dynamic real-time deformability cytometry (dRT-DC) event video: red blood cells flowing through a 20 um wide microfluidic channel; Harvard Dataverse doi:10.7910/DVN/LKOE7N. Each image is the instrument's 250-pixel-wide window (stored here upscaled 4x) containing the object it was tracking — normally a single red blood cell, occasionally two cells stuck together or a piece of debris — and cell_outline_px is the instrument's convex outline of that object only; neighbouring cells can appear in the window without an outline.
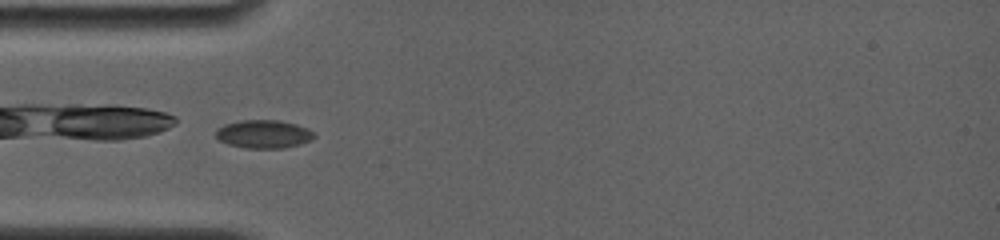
{"species": "common noctule bat (a hibernating species)", "species_latin": "Nyctalus noctula", "temperature_condition": "room temperature", "stored_images_in_passage": 3, "camera_frame_rate_fps": 4000, "um_per_image_px": 0.085, "animal": {"sex": "female", "body_mass_g": 19.0, "forearm_length_mm": 56.7}, "frame": {"image": 1, "passage_image": 1, "time_ms": 0.0, "image_size_px": [1000, 240], "cell_outline_px": [[316, 136], [300, 144], [284, 148], [244, 148], [228, 144], [220, 140], [216, 136], [216, 128], [224, 124], [240, 120], [280, 120], [296, 124], [308, 128]], "centroid_in_image_um": [22.38, 11.39], "position_along_channel_um": 62.6, "area_um2": 16.18}}
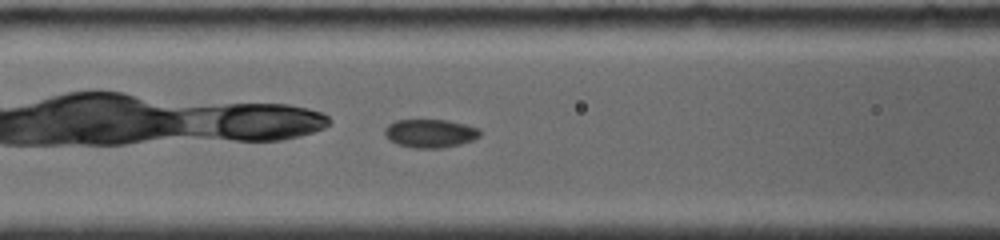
{"frame": {"image": 2, "passage_image": 3, "time_ms": 1.75, "image_size_px": [1000, 240], "cell_outline_px": [[480, 136], [472, 140], [460, 144], [440, 148], [412, 148], [396, 144], [388, 140], [384, 136], [384, 128], [388, 124], [396, 120], [448, 120], [480, 128]], "centroid_in_image_um": [36.52, 11.34], "position_along_channel_um": 130.1, "area_um2": 15.95}}